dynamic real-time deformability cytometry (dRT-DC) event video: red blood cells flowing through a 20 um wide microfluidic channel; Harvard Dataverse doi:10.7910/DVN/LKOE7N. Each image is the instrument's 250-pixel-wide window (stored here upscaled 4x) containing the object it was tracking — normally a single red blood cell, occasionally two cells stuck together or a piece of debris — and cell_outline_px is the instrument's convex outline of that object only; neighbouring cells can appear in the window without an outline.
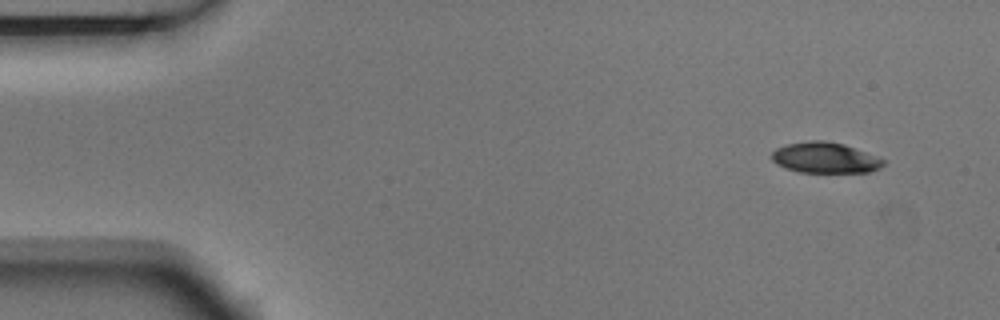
{"species": "Egyptian fruit bat (a non-hibernating species)", "species_latin": "Rousettus aegyptiacus", "temperature_condition": "room temperature", "stored_images_in_passage": 5, "camera_frame_rate_fps": 3000, "um_per_image_px": 0.085, "animal": {"sex": "male"}, "frame": {"image": 1, "passage_image": 1, "time_ms": 0.0, "image_size_px": [1000, 320], "cell_outline_px": [[884, 164], [880, 168], [872, 172], [800, 172], [784, 168], [776, 164], [772, 160], [772, 152], [776, 148], [788, 144], [808, 140], [824, 140], [844, 144], [884, 160]], "centroid_in_image_um": [70.09, 13.41], "position_along_channel_um": 14.9, "area_um2": 19.88}}
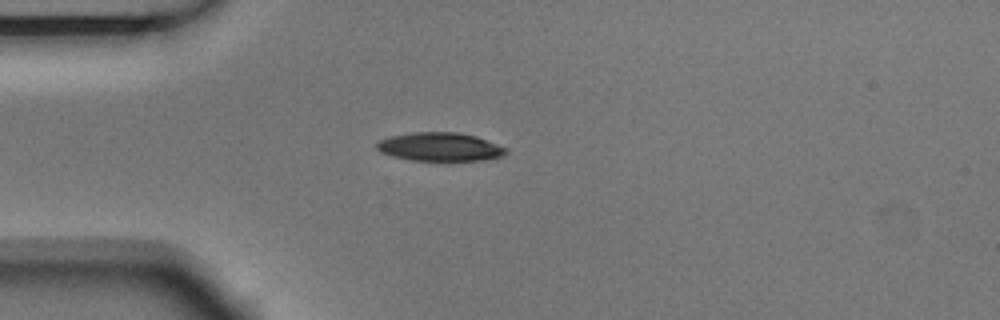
{"frame": {"image": 2, "passage_image": 4, "time_ms": 1.0, "image_size_px": [1000, 320], "cell_outline_px": [[508, 152], [504, 156], [484, 160], [412, 160], [392, 156], [380, 152], [376, 148], [376, 144], [380, 140], [392, 136], [412, 132], [456, 132], [476, 136], [508, 148]], "centroid_in_image_um": [37.42, 12.48], "position_along_channel_um": 47.6, "area_um2": 21.44}}